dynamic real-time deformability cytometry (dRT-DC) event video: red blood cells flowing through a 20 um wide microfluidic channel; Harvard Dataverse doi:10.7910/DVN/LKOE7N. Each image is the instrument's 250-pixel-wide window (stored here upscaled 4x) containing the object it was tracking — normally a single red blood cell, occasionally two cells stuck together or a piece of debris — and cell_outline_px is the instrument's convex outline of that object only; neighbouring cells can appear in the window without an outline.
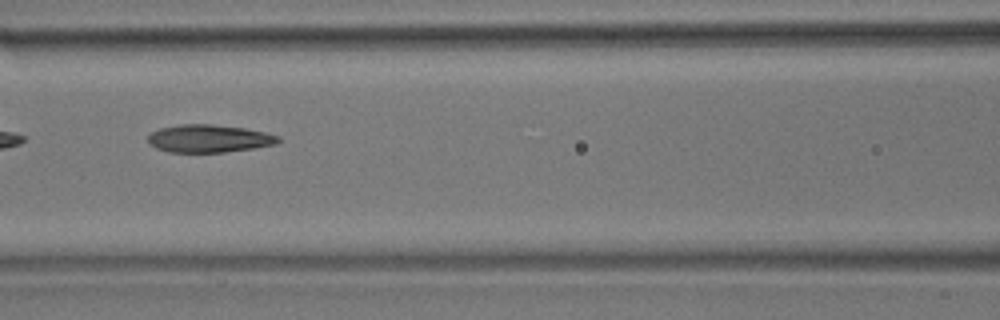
{"species": "common noctule bat (a hibernating species)", "species_latin": "Nyctalus noctula", "temperature_condition": "room temperature", "stored_images_in_passage": 9, "camera_frame_rate_fps": 3000, "um_per_image_px": 0.085, "animal": {"sex": "male", "body_mass_g": 17.9}, "frame": {"image": 1, "passage_image": 6, "time_ms": 1.667, "image_size_px": [1000, 320], "cell_outline_px": [[280, 140], [276, 144], [252, 148], [224, 152], [168, 152], [156, 148], [148, 144], [148, 136], [152, 132], [160, 128], [180, 124], [212, 124], [244, 128], [264, 132], [280, 136]], "centroid_in_image_um": [17.74, 11.77], "position_along_channel_um": 148.9, "area_um2": 21.04}}
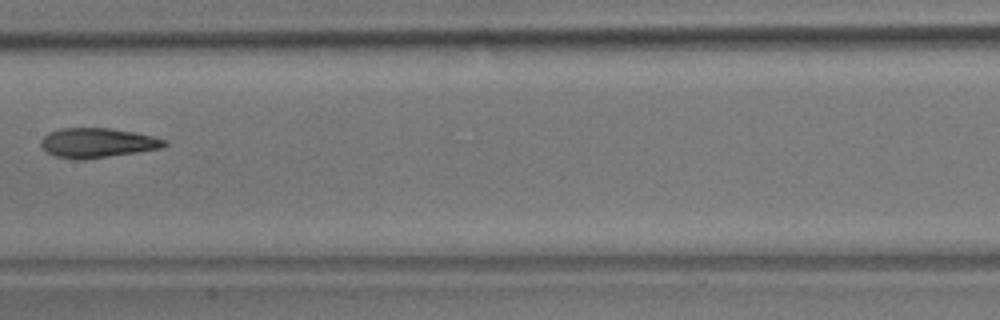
{"frame": {"image": 2, "passage_image": 7, "time_ms": 2.0, "image_size_px": [1000, 320], "cell_outline_px": [[168, 144], [160, 148], [136, 152], [108, 156], [56, 156], [48, 152], [40, 144], [40, 140], [48, 132], [60, 128], [108, 128], [136, 132], [168, 140]], "centroid_in_image_um": [8.33, 12.08], "position_along_channel_um": 199.1, "area_um2": 20.4}}